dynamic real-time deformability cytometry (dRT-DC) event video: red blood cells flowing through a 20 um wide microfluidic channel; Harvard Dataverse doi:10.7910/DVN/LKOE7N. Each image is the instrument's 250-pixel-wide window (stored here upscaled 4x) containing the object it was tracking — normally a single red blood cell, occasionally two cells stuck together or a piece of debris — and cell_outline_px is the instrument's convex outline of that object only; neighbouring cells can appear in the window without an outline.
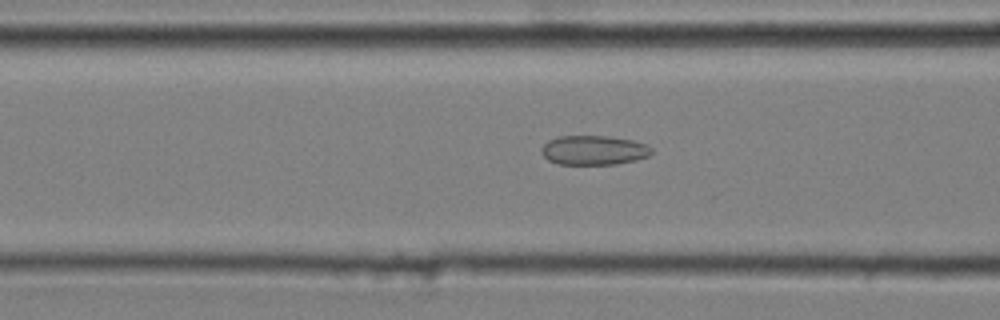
{"species": "common noctule bat (a hibernating species)", "species_latin": "Nyctalus noctula", "temperature_condition": "cold", "stored_images_in_passage": 50, "camera_frame_rate_fps": 3000, "um_per_image_px": 0.085, "animal": {"sex": "male", "body_mass_g": 20.4}, "frame": {"image": 1, "passage_image": 20, "time_ms": 6.333, "image_size_px": [1000, 320], "cell_outline_px": [[652, 152], [648, 156], [636, 160], [616, 164], [556, 164], [548, 160], [540, 152], [540, 148], [548, 140], [556, 136], [608, 136], [632, 140], [644, 144], [652, 148]], "centroid_in_image_um": [50.42, 12.76], "position_along_channel_um": 116.2, "area_um2": 18.96}}
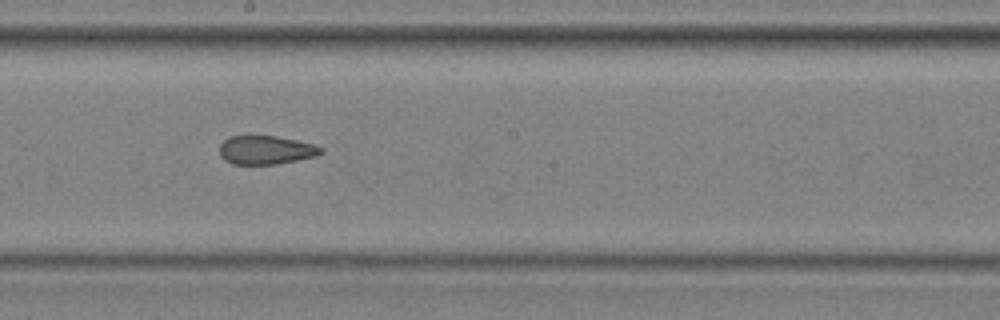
{"frame": {"image": 2, "passage_image": 29, "time_ms": 9.333, "image_size_px": [1000, 320], "cell_outline_px": [[324, 152], [316, 156], [276, 164], [232, 164], [224, 160], [220, 156], [220, 144], [224, 140], [232, 136], [276, 136], [296, 140], [312, 144], [324, 148]], "centroid_in_image_um": [22.6, 12.75], "position_along_channel_um": 225.6, "area_um2": 16.88}}
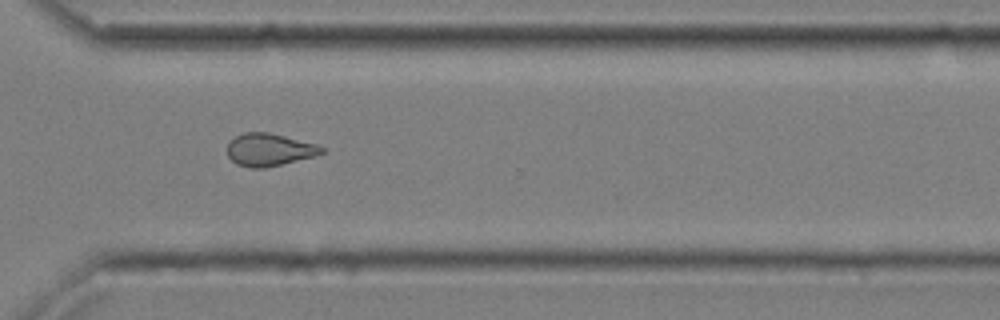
{"frame": {"image": 3, "passage_image": 39, "time_ms": 12.667, "image_size_px": [1000, 320], "cell_outline_px": [[324, 152], [312, 156], [264, 168], [248, 168], [236, 164], [228, 156], [228, 144], [236, 136], [244, 132], [268, 132], [316, 144], [324, 148]], "centroid_in_image_um": [22.85, 12.72], "position_along_channel_um": 347.8, "area_um2": 17.57}, "authors_computed_cell_mechanics": {"area_um2": 18.496, "velocity_mm_per_s": 3.6535, "shape_relaxation_time_tau1_ms": null, "shape_relaxation_time_tau2_ms": 2.4057, "deformation_change_tau1": null, "deformation_change_tau2": 0.0942}}